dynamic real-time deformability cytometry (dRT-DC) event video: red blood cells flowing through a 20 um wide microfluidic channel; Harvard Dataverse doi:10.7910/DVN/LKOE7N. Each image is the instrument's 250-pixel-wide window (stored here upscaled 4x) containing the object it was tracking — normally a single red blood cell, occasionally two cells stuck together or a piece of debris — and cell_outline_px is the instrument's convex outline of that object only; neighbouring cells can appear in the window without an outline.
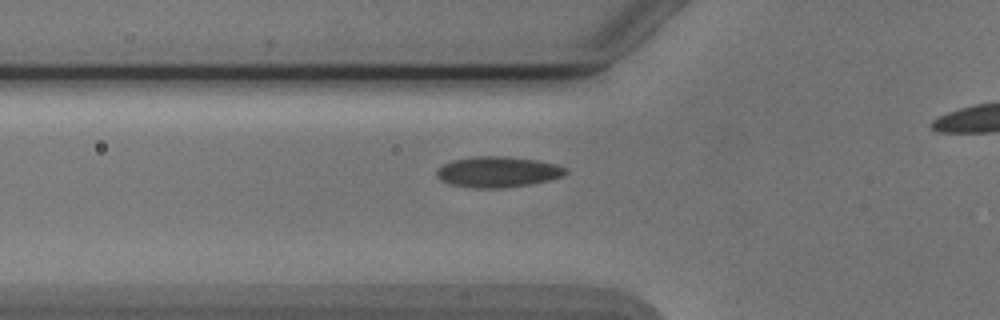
{"species": "Egyptian fruit bat (a non-hibernating species)", "species_latin": "Rousettus aegyptiacus", "temperature_condition": "cold", "stored_images_in_passage": 3, "segment_of_instrument_passage": [1, 2], "camera_frame_rate_fps": 3000, "um_per_image_px": 0.085, "animal": {"sex": "male"}, "frame": {"image": 1, "passage_image": 2, "time_ms": 2.0, "image_size_px": [1000, 320], "cell_outline_px": [[568, 172], [564, 176], [548, 180], [528, 184], [500, 188], [476, 188], [448, 184], [440, 180], [436, 176], [436, 168], [452, 160], [472, 156], [508, 156], [536, 160], [556, 164], [564, 168]], "centroid_in_image_um": [42.26, 14.6], "position_along_channel_um": 83.5, "area_um2": 23.18}}